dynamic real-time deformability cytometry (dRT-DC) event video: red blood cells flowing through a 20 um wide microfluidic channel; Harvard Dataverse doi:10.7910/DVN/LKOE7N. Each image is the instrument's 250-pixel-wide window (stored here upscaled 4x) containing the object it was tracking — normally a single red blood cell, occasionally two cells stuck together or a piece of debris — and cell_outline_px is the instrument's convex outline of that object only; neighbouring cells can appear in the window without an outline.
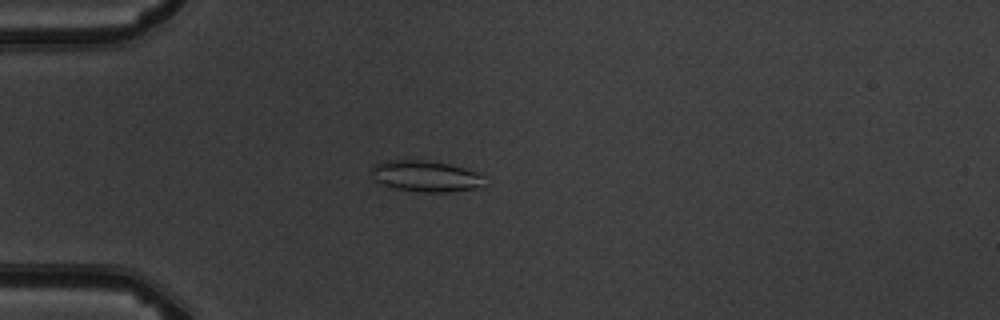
{"species": "common noctule bat (a hibernating species)", "species_latin": "Nyctalus noctula", "temperature_condition": "warm", "stored_images_in_passage": 1, "camera_frame_rate_fps": 3000, "um_per_image_px": 0.085, "animal": {"sex": "male", "body_mass_g": 19.5, "forearm_length_mm": 54.6}, "frame": {"image": 1, "passage_image": 1, "time_ms": 0.0, "image_size_px": [1000, 320], "cell_outline_px": [[484, 176], [480, 184], [476, 188], [448, 192], [416, 192], [384, 188], [368, 176], [368, 172], [376, 164], [388, 160], [428, 160], [448, 164], [464, 168], [476, 172]], "centroid_in_image_um": [36.02, 14.99], "position_along_channel_um": 49.0, "area_um2": 20.98}}